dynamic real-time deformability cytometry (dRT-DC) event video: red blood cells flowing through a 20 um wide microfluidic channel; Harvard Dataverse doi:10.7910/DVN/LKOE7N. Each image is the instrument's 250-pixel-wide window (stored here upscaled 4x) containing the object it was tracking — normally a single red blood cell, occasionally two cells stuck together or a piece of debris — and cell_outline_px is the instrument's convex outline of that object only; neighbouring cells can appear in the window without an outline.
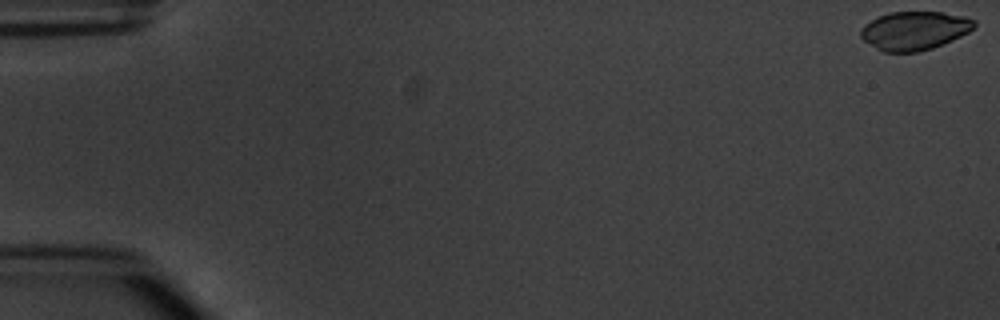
{"species": "common noctule bat (a hibernating species)", "species_latin": "Nyctalus noctula", "temperature_condition": "warm", "stored_images_in_passage": 8, "camera_frame_rate_fps": 3000, "um_per_image_px": 0.085, "animal": {"sex": "male", "body_mass_g": 20.1, "forearm_length_mm": 53.5}, "frame": {"image": 1, "passage_image": 1, "time_ms": 0.0, "image_size_px": [1000, 320], "cell_outline_px": [[976, 24], [968, 32], [952, 40], [932, 48], [916, 52], [880, 52], [864, 40], [860, 36], [860, 28], [864, 24], [880, 16], [892, 12], [944, 12], [964, 16], [976, 20]], "centroid_in_image_um": [77.71, 2.61], "position_along_channel_um": 7.3, "area_um2": 25.49}}
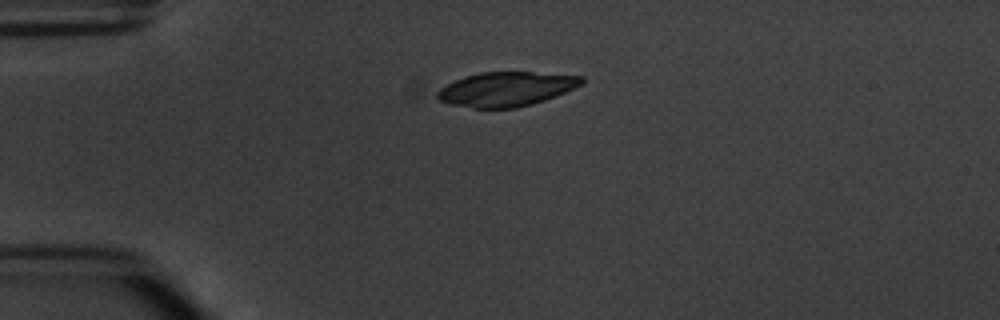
{"frame": {"image": 2, "passage_image": 4, "time_ms": 4.333, "image_size_px": [1000, 320], "cell_outline_px": [[584, 80], [580, 84], [556, 96], [532, 104], [516, 108], [472, 108], [448, 104], [436, 100], [436, 92], [440, 88], [464, 76], [480, 72], [532, 72], [584, 76]], "centroid_in_image_um": [42.97, 7.58], "position_along_channel_um": 42.0, "area_um2": 28.9}}